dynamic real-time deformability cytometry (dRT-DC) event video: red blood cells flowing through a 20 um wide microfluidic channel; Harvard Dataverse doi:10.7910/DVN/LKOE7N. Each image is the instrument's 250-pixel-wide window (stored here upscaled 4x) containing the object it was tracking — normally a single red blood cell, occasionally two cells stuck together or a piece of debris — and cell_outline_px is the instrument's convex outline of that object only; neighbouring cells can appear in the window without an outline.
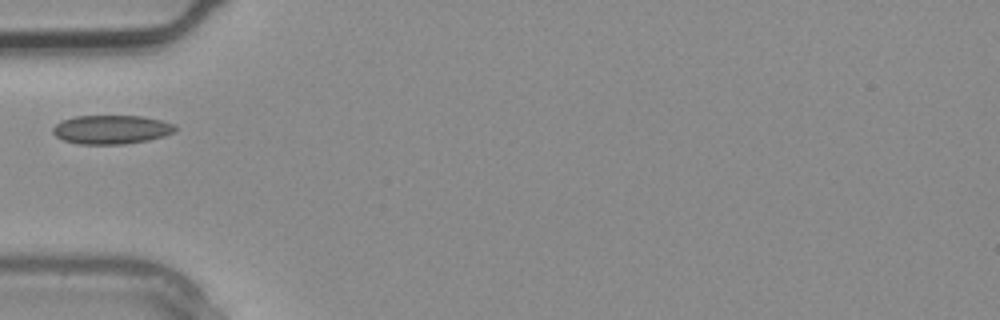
{"species": "common noctule bat (a hibernating species)", "species_latin": "Nyctalus noctula", "temperature_condition": "warm", "stored_images_in_passage": 3, "camera_frame_rate_fps": 3000, "um_per_image_px": 0.085, "animal": {"sex": "male", "body_mass_g": 20.4}, "frame": {"image": 1, "passage_image": 3, "time_ms": 0.667, "image_size_px": [1000, 320], "cell_outline_px": [[176, 128], [172, 132], [164, 136], [148, 140], [124, 144], [80, 144], [64, 140], [56, 136], [52, 132], [52, 128], [60, 120], [76, 116], [140, 116], [160, 120], [176, 124]], "centroid_in_image_um": [9.45, 11.01], "position_along_channel_um": 75.6, "area_um2": 20.52}}